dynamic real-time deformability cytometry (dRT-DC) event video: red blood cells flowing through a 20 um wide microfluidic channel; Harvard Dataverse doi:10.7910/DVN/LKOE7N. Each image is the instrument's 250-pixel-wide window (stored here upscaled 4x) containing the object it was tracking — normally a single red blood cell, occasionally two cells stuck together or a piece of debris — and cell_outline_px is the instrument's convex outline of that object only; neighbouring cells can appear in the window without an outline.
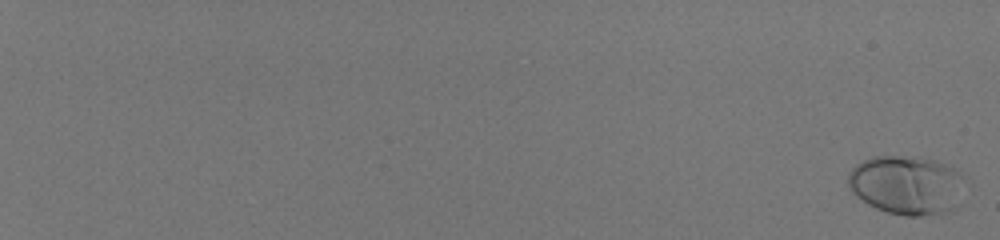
{"species": "human", "species_latin": "Homo sapiens", "temperature_condition": "room temperature", "stored_images_in_passage": 59, "camera_frame_rate_fps": 3000, "um_per_image_px": 0.085, "donor": {"sex": "male"}, "frame": {"image": 1, "passage_image": 2, "time_ms": 0.333, "image_size_px": [1000, 240], "cell_outline_px": [[960, 176], [952, 208], [940, 212], [920, 216], [904, 216], [888, 212], [876, 208], [868, 204], [856, 196], [852, 192], [848, 184], [848, 172], [856, 164], [864, 160], [876, 156], [896, 156], [936, 160], [952, 168]], "centroid_in_image_um": [76.89, 15.71], "position_along_channel_um": 8.1, "area_um2": 38.55}}
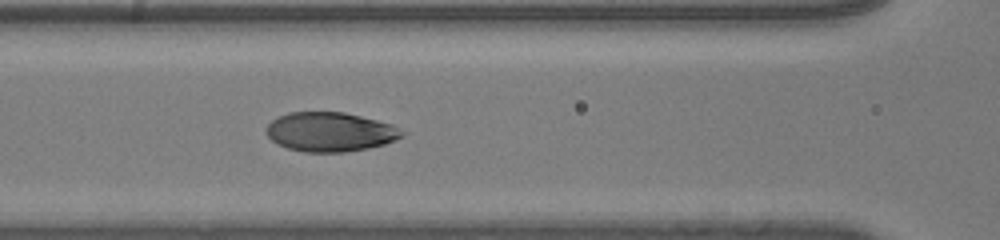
{"frame": {"image": 2, "passage_image": 34, "time_ms": 11.0, "image_size_px": [1000, 240], "cell_outline_px": [[408, 132], [404, 136], [396, 140], [384, 144], [368, 148], [344, 152], [304, 152], [288, 148], [276, 144], [268, 136], [264, 128], [272, 120], [288, 112], [344, 112], [392, 124]], "centroid_in_image_um": [28.08, 11.21], "position_along_channel_um": 138.5, "area_um2": 31.27}}
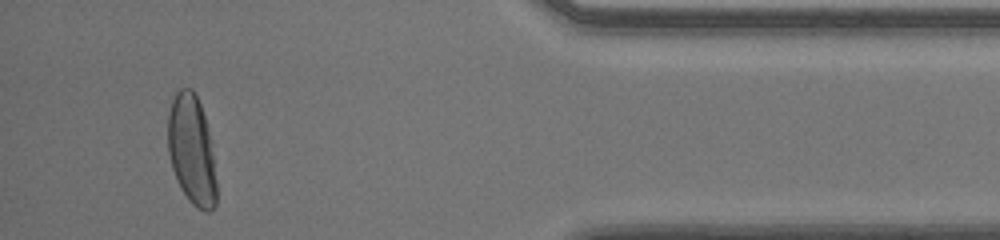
{"frame": {"image": 3, "passage_image": 57, "time_ms": 18.667, "image_size_px": [1000, 240], "cell_outline_px": [[216, 204], [208, 212], [204, 212], [196, 208], [188, 200], [180, 188], [172, 168], [168, 152], [168, 112], [172, 96], [180, 88], [192, 88], [200, 104], [204, 116], [212, 144], [216, 184]], "centroid_in_image_um": [16.28, 12.75], "position_along_channel_um": 418.9, "area_um2": 31.27}, "authors_computed_cell_mechanics": {"area_um2": 31.7322, "velocity_mm_per_s": 4.0661, "shape_relaxation_time_tau1_ms": 4.6716, "shape_relaxation_time_tau2_ms": null, "deformation_change_tau1": 0.2181, "deformation_change_tau2": null}}